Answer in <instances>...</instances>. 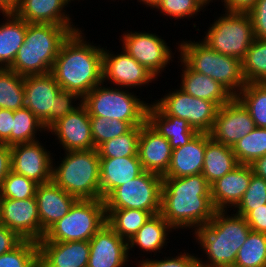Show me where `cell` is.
<instances>
[{
	"mask_svg": "<svg viewBox=\"0 0 266 267\" xmlns=\"http://www.w3.org/2000/svg\"><path fill=\"white\" fill-rule=\"evenodd\" d=\"M215 211L210 184L202 174L163 177L160 214L174 230L195 231L206 225Z\"/></svg>",
	"mask_w": 266,
	"mask_h": 267,
	"instance_id": "6da1fadb",
	"label": "cell"
},
{
	"mask_svg": "<svg viewBox=\"0 0 266 267\" xmlns=\"http://www.w3.org/2000/svg\"><path fill=\"white\" fill-rule=\"evenodd\" d=\"M82 32H72L63 42L51 70L62 90L75 92L81 99L103 82V47L86 41Z\"/></svg>",
	"mask_w": 266,
	"mask_h": 267,
	"instance_id": "7a4b0ae2",
	"label": "cell"
},
{
	"mask_svg": "<svg viewBox=\"0 0 266 267\" xmlns=\"http://www.w3.org/2000/svg\"><path fill=\"white\" fill-rule=\"evenodd\" d=\"M227 210L215 211L213 218L193 233L207 261L199 258L201 267H233L239 248L251 231L245 217Z\"/></svg>",
	"mask_w": 266,
	"mask_h": 267,
	"instance_id": "3957f363",
	"label": "cell"
},
{
	"mask_svg": "<svg viewBox=\"0 0 266 267\" xmlns=\"http://www.w3.org/2000/svg\"><path fill=\"white\" fill-rule=\"evenodd\" d=\"M80 29L75 24L27 23L24 43L9 69L21 76L51 72L63 42Z\"/></svg>",
	"mask_w": 266,
	"mask_h": 267,
	"instance_id": "277c9868",
	"label": "cell"
},
{
	"mask_svg": "<svg viewBox=\"0 0 266 267\" xmlns=\"http://www.w3.org/2000/svg\"><path fill=\"white\" fill-rule=\"evenodd\" d=\"M60 159L52 169V180L59 187L79 200L102 199L97 149L67 151Z\"/></svg>",
	"mask_w": 266,
	"mask_h": 267,
	"instance_id": "5b68a950",
	"label": "cell"
},
{
	"mask_svg": "<svg viewBox=\"0 0 266 267\" xmlns=\"http://www.w3.org/2000/svg\"><path fill=\"white\" fill-rule=\"evenodd\" d=\"M181 59L195 72L219 82L234 97L246 86L242 61L211 49L203 41H182L178 44Z\"/></svg>",
	"mask_w": 266,
	"mask_h": 267,
	"instance_id": "8992f818",
	"label": "cell"
},
{
	"mask_svg": "<svg viewBox=\"0 0 266 267\" xmlns=\"http://www.w3.org/2000/svg\"><path fill=\"white\" fill-rule=\"evenodd\" d=\"M103 84L97 85L82 99L90 117L118 119L128 122L132 127L146 122L150 103L141 100L136 94L134 96L133 92Z\"/></svg>",
	"mask_w": 266,
	"mask_h": 267,
	"instance_id": "52a82bcc",
	"label": "cell"
},
{
	"mask_svg": "<svg viewBox=\"0 0 266 267\" xmlns=\"http://www.w3.org/2000/svg\"><path fill=\"white\" fill-rule=\"evenodd\" d=\"M105 223L106 208L103 199H78L40 241H89Z\"/></svg>",
	"mask_w": 266,
	"mask_h": 267,
	"instance_id": "ba28073f",
	"label": "cell"
},
{
	"mask_svg": "<svg viewBox=\"0 0 266 267\" xmlns=\"http://www.w3.org/2000/svg\"><path fill=\"white\" fill-rule=\"evenodd\" d=\"M224 12L210 25L202 41L211 49L242 61L255 40L251 16L248 12Z\"/></svg>",
	"mask_w": 266,
	"mask_h": 267,
	"instance_id": "9c48e42d",
	"label": "cell"
},
{
	"mask_svg": "<svg viewBox=\"0 0 266 267\" xmlns=\"http://www.w3.org/2000/svg\"><path fill=\"white\" fill-rule=\"evenodd\" d=\"M163 176L143 171L115 188L105 199L106 209H139L160 213Z\"/></svg>",
	"mask_w": 266,
	"mask_h": 267,
	"instance_id": "30bf717a",
	"label": "cell"
},
{
	"mask_svg": "<svg viewBox=\"0 0 266 267\" xmlns=\"http://www.w3.org/2000/svg\"><path fill=\"white\" fill-rule=\"evenodd\" d=\"M160 100V101H159ZM153 102L165 115L184 119L199 133H209L219 106L209 100L196 98L182 89H175Z\"/></svg>",
	"mask_w": 266,
	"mask_h": 267,
	"instance_id": "8fae6325",
	"label": "cell"
},
{
	"mask_svg": "<svg viewBox=\"0 0 266 267\" xmlns=\"http://www.w3.org/2000/svg\"><path fill=\"white\" fill-rule=\"evenodd\" d=\"M120 38L123 43L122 50L156 77H159L165 67H168L170 60L173 61L171 59L174 57L172 49L161 36L155 33L128 31L124 32L123 37Z\"/></svg>",
	"mask_w": 266,
	"mask_h": 267,
	"instance_id": "7c38bea8",
	"label": "cell"
},
{
	"mask_svg": "<svg viewBox=\"0 0 266 267\" xmlns=\"http://www.w3.org/2000/svg\"><path fill=\"white\" fill-rule=\"evenodd\" d=\"M61 90L51 72L24 76L25 107L47 130L55 123V105Z\"/></svg>",
	"mask_w": 266,
	"mask_h": 267,
	"instance_id": "4fadbf2b",
	"label": "cell"
},
{
	"mask_svg": "<svg viewBox=\"0 0 266 267\" xmlns=\"http://www.w3.org/2000/svg\"><path fill=\"white\" fill-rule=\"evenodd\" d=\"M0 216L1 225L21 239L39 242L43 238L36 197L21 200L0 198Z\"/></svg>",
	"mask_w": 266,
	"mask_h": 267,
	"instance_id": "5bb4252c",
	"label": "cell"
},
{
	"mask_svg": "<svg viewBox=\"0 0 266 267\" xmlns=\"http://www.w3.org/2000/svg\"><path fill=\"white\" fill-rule=\"evenodd\" d=\"M157 79L146 67L139 64L124 50L114 54L103 48L102 55V80L110 81L116 87L136 88L149 85Z\"/></svg>",
	"mask_w": 266,
	"mask_h": 267,
	"instance_id": "9a60e30c",
	"label": "cell"
},
{
	"mask_svg": "<svg viewBox=\"0 0 266 267\" xmlns=\"http://www.w3.org/2000/svg\"><path fill=\"white\" fill-rule=\"evenodd\" d=\"M11 171L38 185L52 180L53 159L39 140L10 146Z\"/></svg>",
	"mask_w": 266,
	"mask_h": 267,
	"instance_id": "2e32d148",
	"label": "cell"
},
{
	"mask_svg": "<svg viewBox=\"0 0 266 267\" xmlns=\"http://www.w3.org/2000/svg\"><path fill=\"white\" fill-rule=\"evenodd\" d=\"M255 128L256 125L247 109L233 97L219 107L209 135L216 142L233 147Z\"/></svg>",
	"mask_w": 266,
	"mask_h": 267,
	"instance_id": "e0dca14e",
	"label": "cell"
},
{
	"mask_svg": "<svg viewBox=\"0 0 266 267\" xmlns=\"http://www.w3.org/2000/svg\"><path fill=\"white\" fill-rule=\"evenodd\" d=\"M47 132L57 137L64 152L94 149L90 116L83 103L55 122Z\"/></svg>",
	"mask_w": 266,
	"mask_h": 267,
	"instance_id": "ac0fdd59",
	"label": "cell"
},
{
	"mask_svg": "<svg viewBox=\"0 0 266 267\" xmlns=\"http://www.w3.org/2000/svg\"><path fill=\"white\" fill-rule=\"evenodd\" d=\"M89 245L87 267H124L129 262L128 242L107 223L89 240Z\"/></svg>",
	"mask_w": 266,
	"mask_h": 267,
	"instance_id": "d6986e66",
	"label": "cell"
},
{
	"mask_svg": "<svg viewBox=\"0 0 266 267\" xmlns=\"http://www.w3.org/2000/svg\"><path fill=\"white\" fill-rule=\"evenodd\" d=\"M39 267H87L89 241H39Z\"/></svg>",
	"mask_w": 266,
	"mask_h": 267,
	"instance_id": "ffe728a7",
	"label": "cell"
},
{
	"mask_svg": "<svg viewBox=\"0 0 266 267\" xmlns=\"http://www.w3.org/2000/svg\"><path fill=\"white\" fill-rule=\"evenodd\" d=\"M172 155L169 140L155 131L147 122L140 126L138 157L144 171L164 176Z\"/></svg>",
	"mask_w": 266,
	"mask_h": 267,
	"instance_id": "44dd1931",
	"label": "cell"
},
{
	"mask_svg": "<svg viewBox=\"0 0 266 267\" xmlns=\"http://www.w3.org/2000/svg\"><path fill=\"white\" fill-rule=\"evenodd\" d=\"M35 197L43 237L58 220L70 211L78 200L59 187L53 180L37 185Z\"/></svg>",
	"mask_w": 266,
	"mask_h": 267,
	"instance_id": "7402d4cb",
	"label": "cell"
},
{
	"mask_svg": "<svg viewBox=\"0 0 266 267\" xmlns=\"http://www.w3.org/2000/svg\"><path fill=\"white\" fill-rule=\"evenodd\" d=\"M253 174L251 165L239 164L233 171L213 182L210 188L211 201L215 210L236 207L250 185Z\"/></svg>",
	"mask_w": 266,
	"mask_h": 267,
	"instance_id": "603a6c76",
	"label": "cell"
},
{
	"mask_svg": "<svg viewBox=\"0 0 266 267\" xmlns=\"http://www.w3.org/2000/svg\"><path fill=\"white\" fill-rule=\"evenodd\" d=\"M138 156L100 158V195L104 200L115 188L143 172Z\"/></svg>",
	"mask_w": 266,
	"mask_h": 267,
	"instance_id": "cb8c5ba5",
	"label": "cell"
},
{
	"mask_svg": "<svg viewBox=\"0 0 266 267\" xmlns=\"http://www.w3.org/2000/svg\"><path fill=\"white\" fill-rule=\"evenodd\" d=\"M71 1L73 0H21L14 13L27 23L71 25L72 19L64 9Z\"/></svg>",
	"mask_w": 266,
	"mask_h": 267,
	"instance_id": "d4e9b609",
	"label": "cell"
},
{
	"mask_svg": "<svg viewBox=\"0 0 266 267\" xmlns=\"http://www.w3.org/2000/svg\"><path fill=\"white\" fill-rule=\"evenodd\" d=\"M205 133H198L189 143L172 149L171 161L163 177L179 178L203 171Z\"/></svg>",
	"mask_w": 266,
	"mask_h": 267,
	"instance_id": "484cf974",
	"label": "cell"
},
{
	"mask_svg": "<svg viewBox=\"0 0 266 267\" xmlns=\"http://www.w3.org/2000/svg\"><path fill=\"white\" fill-rule=\"evenodd\" d=\"M182 65L180 89L193 97L209 100L219 107L225 105L234 96L219 82L209 76L193 71L181 58Z\"/></svg>",
	"mask_w": 266,
	"mask_h": 267,
	"instance_id": "4316f807",
	"label": "cell"
},
{
	"mask_svg": "<svg viewBox=\"0 0 266 267\" xmlns=\"http://www.w3.org/2000/svg\"><path fill=\"white\" fill-rule=\"evenodd\" d=\"M146 122L165 139L169 140L172 149L189 143L199 133L186 120L165 115L152 102L147 108Z\"/></svg>",
	"mask_w": 266,
	"mask_h": 267,
	"instance_id": "83f0119b",
	"label": "cell"
},
{
	"mask_svg": "<svg viewBox=\"0 0 266 267\" xmlns=\"http://www.w3.org/2000/svg\"><path fill=\"white\" fill-rule=\"evenodd\" d=\"M238 165L232 147L216 142L209 133H205L204 164L201 174L210 185L233 171Z\"/></svg>",
	"mask_w": 266,
	"mask_h": 267,
	"instance_id": "f1b7e54d",
	"label": "cell"
},
{
	"mask_svg": "<svg viewBox=\"0 0 266 267\" xmlns=\"http://www.w3.org/2000/svg\"><path fill=\"white\" fill-rule=\"evenodd\" d=\"M2 15L5 22L0 24V68H9L24 43L27 22L14 12Z\"/></svg>",
	"mask_w": 266,
	"mask_h": 267,
	"instance_id": "f546056e",
	"label": "cell"
},
{
	"mask_svg": "<svg viewBox=\"0 0 266 267\" xmlns=\"http://www.w3.org/2000/svg\"><path fill=\"white\" fill-rule=\"evenodd\" d=\"M174 228L158 213L152 215L146 223L128 242V251L133 247L139 246L143 252L160 253L162 248L167 245L170 233ZM166 243V244H165Z\"/></svg>",
	"mask_w": 266,
	"mask_h": 267,
	"instance_id": "4dcf8cb0",
	"label": "cell"
},
{
	"mask_svg": "<svg viewBox=\"0 0 266 267\" xmlns=\"http://www.w3.org/2000/svg\"><path fill=\"white\" fill-rule=\"evenodd\" d=\"M152 215L139 209H106V223L129 242Z\"/></svg>",
	"mask_w": 266,
	"mask_h": 267,
	"instance_id": "1f68e13d",
	"label": "cell"
},
{
	"mask_svg": "<svg viewBox=\"0 0 266 267\" xmlns=\"http://www.w3.org/2000/svg\"><path fill=\"white\" fill-rule=\"evenodd\" d=\"M25 107L24 76L9 68H0V109Z\"/></svg>",
	"mask_w": 266,
	"mask_h": 267,
	"instance_id": "d6a6232c",
	"label": "cell"
},
{
	"mask_svg": "<svg viewBox=\"0 0 266 267\" xmlns=\"http://www.w3.org/2000/svg\"><path fill=\"white\" fill-rule=\"evenodd\" d=\"M235 97L247 109L256 127L266 128V83H247Z\"/></svg>",
	"mask_w": 266,
	"mask_h": 267,
	"instance_id": "836d02e7",
	"label": "cell"
},
{
	"mask_svg": "<svg viewBox=\"0 0 266 267\" xmlns=\"http://www.w3.org/2000/svg\"><path fill=\"white\" fill-rule=\"evenodd\" d=\"M247 83H266V40L255 38L242 60Z\"/></svg>",
	"mask_w": 266,
	"mask_h": 267,
	"instance_id": "e575fe53",
	"label": "cell"
},
{
	"mask_svg": "<svg viewBox=\"0 0 266 267\" xmlns=\"http://www.w3.org/2000/svg\"><path fill=\"white\" fill-rule=\"evenodd\" d=\"M233 267H266V234L250 231Z\"/></svg>",
	"mask_w": 266,
	"mask_h": 267,
	"instance_id": "d590c367",
	"label": "cell"
},
{
	"mask_svg": "<svg viewBox=\"0 0 266 267\" xmlns=\"http://www.w3.org/2000/svg\"><path fill=\"white\" fill-rule=\"evenodd\" d=\"M47 131L40 120L27 108L14 110L13 129L11 131V146L20 143L37 141L36 133Z\"/></svg>",
	"mask_w": 266,
	"mask_h": 267,
	"instance_id": "8d00e7d4",
	"label": "cell"
},
{
	"mask_svg": "<svg viewBox=\"0 0 266 267\" xmlns=\"http://www.w3.org/2000/svg\"><path fill=\"white\" fill-rule=\"evenodd\" d=\"M232 149L239 164L250 165L257 158L266 155V128L256 127Z\"/></svg>",
	"mask_w": 266,
	"mask_h": 267,
	"instance_id": "74e56055",
	"label": "cell"
},
{
	"mask_svg": "<svg viewBox=\"0 0 266 267\" xmlns=\"http://www.w3.org/2000/svg\"><path fill=\"white\" fill-rule=\"evenodd\" d=\"M140 126L133 127L124 135L102 143L98 148L100 158L138 156Z\"/></svg>",
	"mask_w": 266,
	"mask_h": 267,
	"instance_id": "f35d334b",
	"label": "cell"
},
{
	"mask_svg": "<svg viewBox=\"0 0 266 267\" xmlns=\"http://www.w3.org/2000/svg\"><path fill=\"white\" fill-rule=\"evenodd\" d=\"M0 267H39L38 242L23 240L10 252L1 254Z\"/></svg>",
	"mask_w": 266,
	"mask_h": 267,
	"instance_id": "ab89813d",
	"label": "cell"
},
{
	"mask_svg": "<svg viewBox=\"0 0 266 267\" xmlns=\"http://www.w3.org/2000/svg\"><path fill=\"white\" fill-rule=\"evenodd\" d=\"M90 122L95 149L102 143L124 135L133 128L128 122L106 117H90Z\"/></svg>",
	"mask_w": 266,
	"mask_h": 267,
	"instance_id": "60d3db41",
	"label": "cell"
},
{
	"mask_svg": "<svg viewBox=\"0 0 266 267\" xmlns=\"http://www.w3.org/2000/svg\"><path fill=\"white\" fill-rule=\"evenodd\" d=\"M37 185L33 180L10 171L0 188V198L21 200L35 197Z\"/></svg>",
	"mask_w": 266,
	"mask_h": 267,
	"instance_id": "b9f144b4",
	"label": "cell"
},
{
	"mask_svg": "<svg viewBox=\"0 0 266 267\" xmlns=\"http://www.w3.org/2000/svg\"><path fill=\"white\" fill-rule=\"evenodd\" d=\"M266 204V180L255 174L251 176L250 185L244 192L241 201L233 209L238 215L245 217L251 210Z\"/></svg>",
	"mask_w": 266,
	"mask_h": 267,
	"instance_id": "7bdbcfd3",
	"label": "cell"
},
{
	"mask_svg": "<svg viewBox=\"0 0 266 267\" xmlns=\"http://www.w3.org/2000/svg\"><path fill=\"white\" fill-rule=\"evenodd\" d=\"M206 6L208 5L203 0H159L155 8L160 10L163 16L183 20L187 17L194 18Z\"/></svg>",
	"mask_w": 266,
	"mask_h": 267,
	"instance_id": "ee69618b",
	"label": "cell"
},
{
	"mask_svg": "<svg viewBox=\"0 0 266 267\" xmlns=\"http://www.w3.org/2000/svg\"><path fill=\"white\" fill-rule=\"evenodd\" d=\"M138 267H201L199 263V258L189 252H180L175 257H166L164 260L159 259H149L145 260L142 258V261L138 263Z\"/></svg>",
	"mask_w": 266,
	"mask_h": 267,
	"instance_id": "f6af8a7d",
	"label": "cell"
},
{
	"mask_svg": "<svg viewBox=\"0 0 266 267\" xmlns=\"http://www.w3.org/2000/svg\"><path fill=\"white\" fill-rule=\"evenodd\" d=\"M248 14L252 19L254 37L266 40V0H258Z\"/></svg>",
	"mask_w": 266,
	"mask_h": 267,
	"instance_id": "bcb514c9",
	"label": "cell"
},
{
	"mask_svg": "<svg viewBox=\"0 0 266 267\" xmlns=\"http://www.w3.org/2000/svg\"><path fill=\"white\" fill-rule=\"evenodd\" d=\"M80 98L81 97L75 92L61 90L57 95V101L55 105V122L79 107V105L82 103V99ZM77 99L79 100L77 103L78 106L77 104L74 106L73 103Z\"/></svg>",
	"mask_w": 266,
	"mask_h": 267,
	"instance_id": "7dc6e473",
	"label": "cell"
},
{
	"mask_svg": "<svg viewBox=\"0 0 266 267\" xmlns=\"http://www.w3.org/2000/svg\"><path fill=\"white\" fill-rule=\"evenodd\" d=\"M14 110L0 109V144L11 146Z\"/></svg>",
	"mask_w": 266,
	"mask_h": 267,
	"instance_id": "c3c4849f",
	"label": "cell"
},
{
	"mask_svg": "<svg viewBox=\"0 0 266 267\" xmlns=\"http://www.w3.org/2000/svg\"><path fill=\"white\" fill-rule=\"evenodd\" d=\"M245 219L251 231L266 234V204L251 210Z\"/></svg>",
	"mask_w": 266,
	"mask_h": 267,
	"instance_id": "681fc988",
	"label": "cell"
},
{
	"mask_svg": "<svg viewBox=\"0 0 266 267\" xmlns=\"http://www.w3.org/2000/svg\"><path fill=\"white\" fill-rule=\"evenodd\" d=\"M23 239L4 225H0V255L17 247Z\"/></svg>",
	"mask_w": 266,
	"mask_h": 267,
	"instance_id": "f907efd6",
	"label": "cell"
},
{
	"mask_svg": "<svg viewBox=\"0 0 266 267\" xmlns=\"http://www.w3.org/2000/svg\"><path fill=\"white\" fill-rule=\"evenodd\" d=\"M11 171V148L6 144H0V188L4 179Z\"/></svg>",
	"mask_w": 266,
	"mask_h": 267,
	"instance_id": "816d5d0a",
	"label": "cell"
},
{
	"mask_svg": "<svg viewBox=\"0 0 266 267\" xmlns=\"http://www.w3.org/2000/svg\"><path fill=\"white\" fill-rule=\"evenodd\" d=\"M227 12H248L258 0H221Z\"/></svg>",
	"mask_w": 266,
	"mask_h": 267,
	"instance_id": "f5cc1de1",
	"label": "cell"
},
{
	"mask_svg": "<svg viewBox=\"0 0 266 267\" xmlns=\"http://www.w3.org/2000/svg\"><path fill=\"white\" fill-rule=\"evenodd\" d=\"M253 173L261 178H264L266 180V155L257 158L253 163L250 164Z\"/></svg>",
	"mask_w": 266,
	"mask_h": 267,
	"instance_id": "db71d44e",
	"label": "cell"
},
{
	"mask_svg": "<svg viewBox=\"0 0 266 267\" xmlns=\"http://www.w3.org/2000/svg\"><path fill=\"white\" fill-rule=\"evenodd\" d=\"M21 0H0V13L14 12Z\"/></svg>",
	"mask_w": 266,
	"mask_h": 267,
	"instance_id": "11a10c76",
	"label": "cell"
},
{
	"mask_svg": "<svg viewBox=\"0 0 266 267\" xmlns=\"http://www.w3.org/2000/svg\"><path fill=\"white\" fill-rule=\"evenodd\" d=\"M140 3L142 2V4L147 5L146 7H151L152 9H154L158 3L159 0H138Z\"/></svg>",
	"mask_w": 266,
	"mask_h": 267,
	"instance_id": "9f6ffc18",
	"label": "cell"
},
{
	"mask_svg": "<svg viewBox=\"0 0 266 267\" xmlns=\"http://www.w3.org/2000/svg\"><path fill=\"white\" fill-rule=\"evenodd\" d=\"M207 5H209L213 0H203Z\"/></svg>",
	"mask_w": 266,
	"mask_h": 267,
	"instance_id": "6f0895ef",
	"label": "cell"
}]
</instances>
